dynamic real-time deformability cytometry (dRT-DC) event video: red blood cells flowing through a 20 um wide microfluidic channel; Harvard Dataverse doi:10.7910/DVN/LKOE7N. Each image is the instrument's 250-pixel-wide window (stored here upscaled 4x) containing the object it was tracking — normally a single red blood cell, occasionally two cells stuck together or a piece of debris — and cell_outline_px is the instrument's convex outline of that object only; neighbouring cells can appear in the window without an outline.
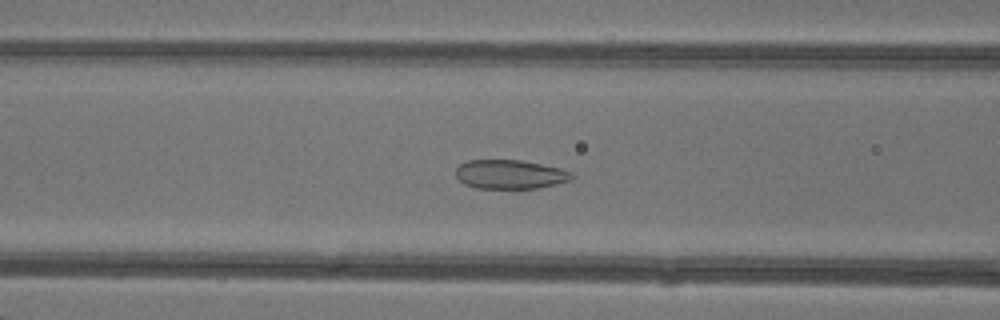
{"species": "common noctule bat (a hibernating species)", "species_latin": "Nyctalus noctula", "temperature_condition": "warm", "stored_images_in_passage": 37, "camera_frame_rate_fps": 3000, "um_per_image_px": 0.085, "animal": {"sex": "female"}, "frame": {"image": 1, "passage_image": 8, "time_ms": 2.333, "image_size_px": [1000, 320], "cell_outline_px": [[576, 176], [572, 180], [556, 184], [536, 188], [476, 188], [464, 184], [456, 176], [456, 168], [460, 164], [468, 160], [520, 160], [560, 168], [576, 172]], "centroid_in_image_um": [43.41, 14.82], "position_along_channel_um": 123.2, "area_um2": 19.77}}
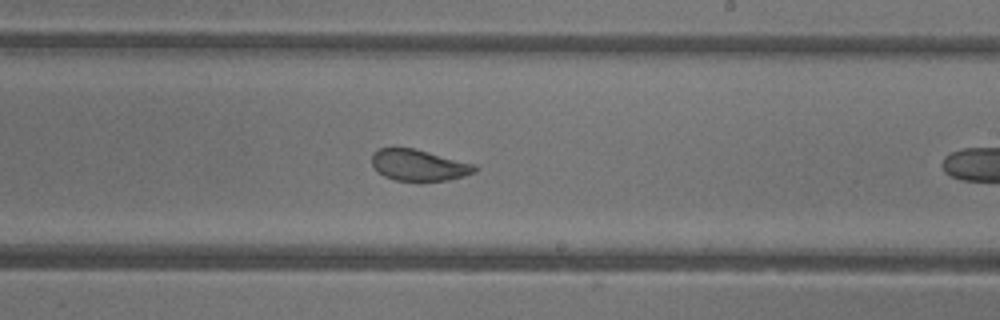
{"frame": {"image": 2, "passage_image": 17, "time_ms": 5.333, "image_size_px": [1000, 320], "cell_outline_px": [[480, 168], [476, 172], [464, 176], [448, 180], [416, 184], [396, 180], [384, 176], [372, 164], [372, 152], [380, 148], [412, 148], [476, 164]], "centroid_in_image_um": [35.65, 14.09], "position_along_channel_um": 253.4, "area_um2": 19.31}}
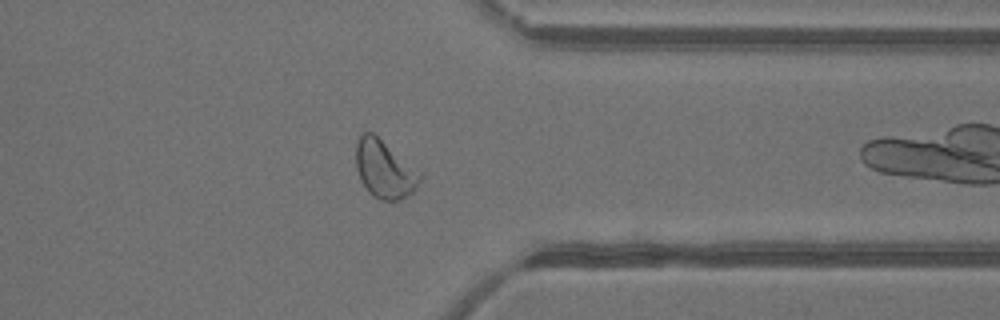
{"frame": {"image": 3, "passage_image": 26, "time_ms": 8.333, "image_size_px": [1000, 320], "cell_outline_px": [[424, 176], [416, 188], [408, 196], [400, 200], [380, 200], [372, 196], [368, 192], [360, 180], [356, 168], [356, 140], [360, 132], [372, 132], [420, 172]], "centroid_in_image_um": [32.66, 14.4], "position_along_channel_um": 378.7, "area_um2": 21.68}, "authors_computed_cell_mechanics": {"area_um2": 21.5594, "velocity_mm_per_s": 4.3379, "shape_relaxation_time_tau1_ms": 4.6316, "shape_relaxation_time_tau2_ms": 0.7388, "deformation_change_tau1": 0.1324, "deformation_change_tau2": 0.0758}}